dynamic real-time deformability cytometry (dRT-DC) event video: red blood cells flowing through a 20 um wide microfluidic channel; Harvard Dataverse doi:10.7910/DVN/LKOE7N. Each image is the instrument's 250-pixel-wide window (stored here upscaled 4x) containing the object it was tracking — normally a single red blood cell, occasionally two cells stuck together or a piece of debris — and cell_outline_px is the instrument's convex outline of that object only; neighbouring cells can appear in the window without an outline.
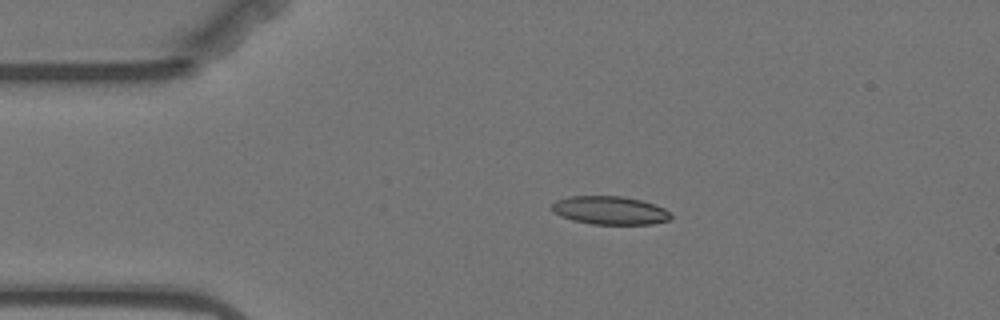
{"species": "Egyptian fruit bat (a non-hibernating species)", "species_latin": "Rousettus aegyptiacus", "temperature_condition": "warm", "stored_images_in_passage": 57, "camera_frame_rate_fps": 3000, "um_per_image_px": 0.085, "animal": {"sex": "female"}, "frame": {"image": 1, "passage_image": 10, "time_ms": 3.0, "image_size_px": [1000, 320], "cell_outline_px": [[672, 216], [668, 220], [652, 224], [592, 224], [572, 220], [560, 216], [552, 208], [552, 204], [556, 200], [568, 196], [624, 196], [640, 200], [664, 208], [672, 212]], "centroid_in_image_um": [51.85, 17.88], "position_along_channel_um": 33.1, "area_um2": 19.59}}
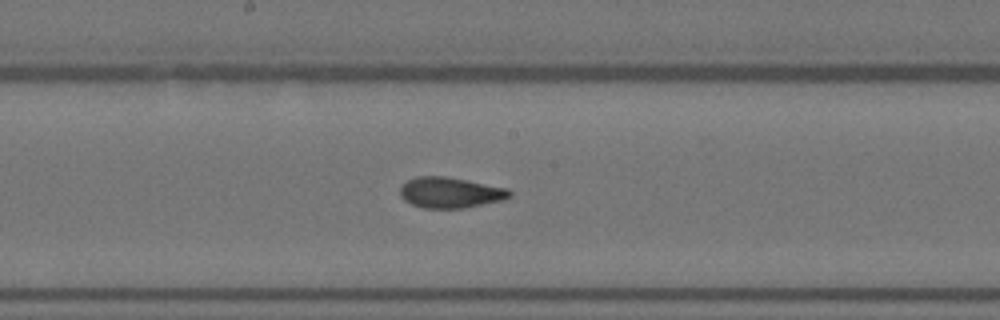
{"frame": {"image": 2, "passage_image": 28, "time_ms": 9.0, "image_size_px": [1000, 320], "cell_outline_px": [[512, 196], [504, 200], [464, 208], [424, 208], [412, 204], [404, 200], [400, 196], [400, 184], [416, 176], [444, 176], [468, 180], [508, 188], [512, 192]], "centroid_in_image_um": [38.28, 16.36], "position_along_channel_um": 209.9, "area_um2": 19.83}}
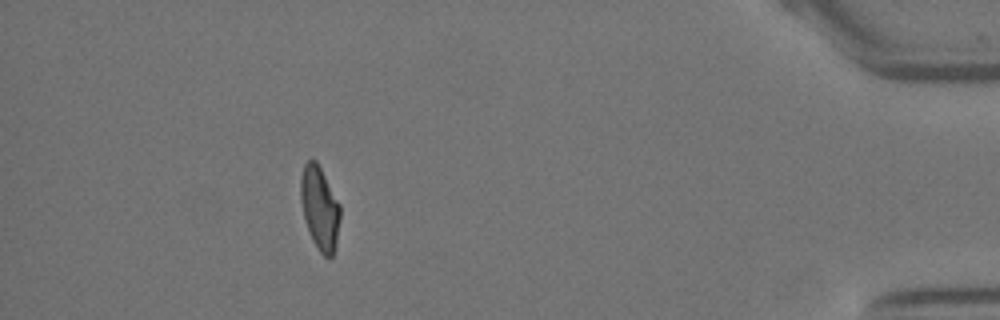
{"frame": {"image": 3, "passage_image": 50, "time_ms": 16.333, "image_size_px": [1000, 320], "cell_outline_px": [[340, 220], [336, 248], [332, 256], [324, 256], [320, 252], [312, 240], [304, 216], [300, 200], [300, 176], [304, 164], [308, 160], [316, 160], [340, 204]], "centroid_in_image_um": [27.18, 17.68], "position_along_channel_um": 408.0, "area_um2": 19.19}}